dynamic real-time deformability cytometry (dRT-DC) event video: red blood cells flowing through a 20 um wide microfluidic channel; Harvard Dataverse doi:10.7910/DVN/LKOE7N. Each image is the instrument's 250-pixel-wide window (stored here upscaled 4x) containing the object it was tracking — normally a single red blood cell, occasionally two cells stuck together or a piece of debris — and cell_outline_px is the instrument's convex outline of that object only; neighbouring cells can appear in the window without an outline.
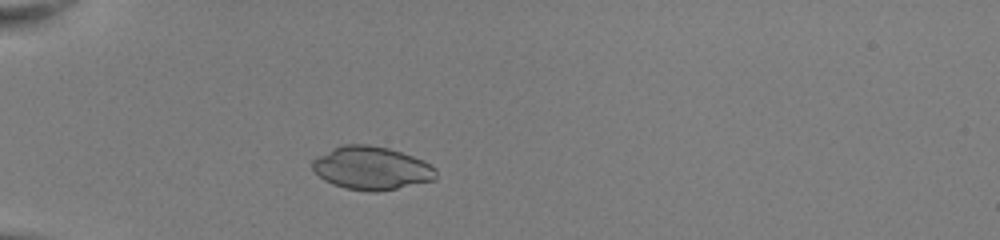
{"species": "common noctule bat (a hibernating species)", "species_latin": "Nyctalus noctula", "temperature_condition": "room temperature", "stored_images_in_passage": 14, "camera_frame_rate_fps": 3000, "um_per_image_px": 0.085, "animal": {"sex": "female", "body_mass_g": 22.0, "forearm_length_mm": 56.7}, "frame": {"image": 1, "passage_image": 8, "time_ms": 2.333, "image_size_px": [1000, 240], "cell_outline_px": [[436, 180], [376, 192], [368, 192], [344, 188], [332, 184], [324, 180], [312, 168], [312, 160], [332, 148], [344, 144], [368, 144], [388, 148], [412, 156], [436, 168]], "centroid_in_image_um": [31.56, 14.3], "position_along_channel_um": 53.4, "area_um2": 30.98}}